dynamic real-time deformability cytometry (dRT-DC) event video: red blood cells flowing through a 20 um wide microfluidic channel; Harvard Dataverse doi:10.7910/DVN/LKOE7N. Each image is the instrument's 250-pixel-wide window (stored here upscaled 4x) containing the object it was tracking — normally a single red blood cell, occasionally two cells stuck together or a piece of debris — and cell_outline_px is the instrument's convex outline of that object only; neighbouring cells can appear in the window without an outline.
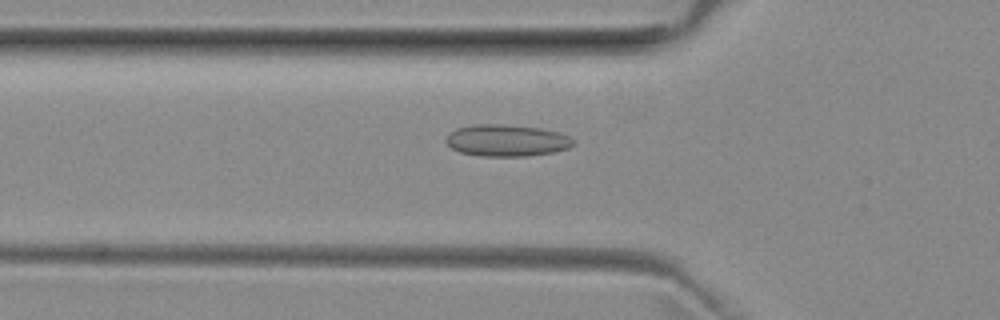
{"species": "common noctule bat (a hibernating species)", "species_latin": "Nyctalus noctula", "temperature_condition": "room temperature", "stored_images_in_passage": 48, "camera_frame_rate_fps": 3000, "um_per_image_px": 0.085, "animal": {"sex": "female", "body_mass_g": 29.2, "forearm_length_mm": 56.3}, "frame": {"image": 1, "passage_image": 17, "time_ms": 5.333, "image_size_px": [1000, 320], "cell_outline_px": [[576, 144], [568, 148], [552, 152], [524, 156], [480, 156], [460, 152], [452, 148], [444, 140], [456, 128], [476, 124], [500, 124], [540, 128], [556, 132], [568, 136]], "centroid_in_image_um": [43.05, 11.94], "position_along_channel_um": 82.8, "area_um2": 23.29}}
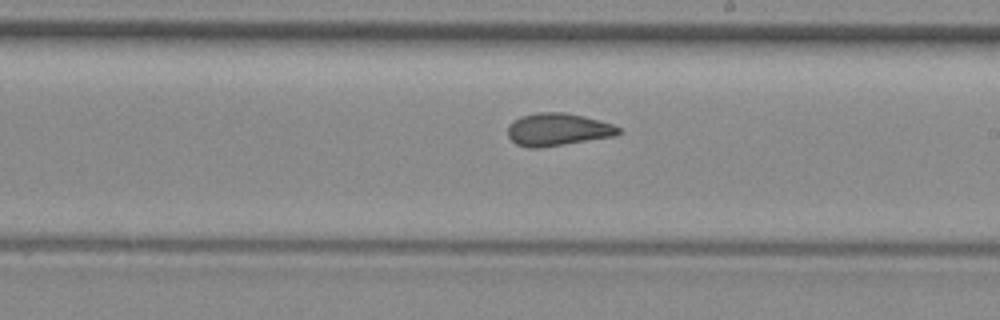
{"frame": {"image": 2, "passage_image": 29, "time_ms": 9.333, "image_size_px": [1000, 320], "cell_outline_px": [[620, 132], [616, 136], [536, 148], [528, 148], [516, 144], [508, 136], [508, 124], [512, 120], [520, 116], [536, 112], [564, 112], [584, 116], [600, 120], [612, 124], [620, 128]], "centroid_in_image_um": [47.38, 10.99], "position_along_channel_um": 241.6, "area_um2": 21.1}}
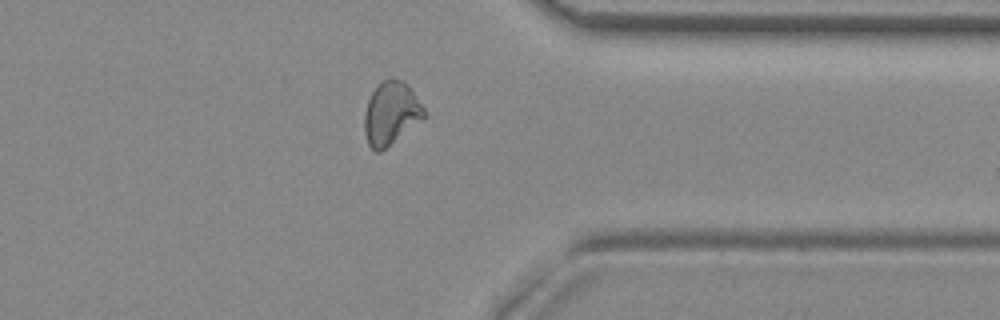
{"frame": {"image": 3, "passage_image": 40, "time_ms": 13.0, "image_size_px": [1000, 320], "cell_outline_px": [[428, 116], [424, 120], [380, 152], [376, 152], [368, 144], [364, 132], [364, 116], [368, 100], [372, 92], [388, 76], [392, 76], [404, 80], [408, 84], [424, 108]], "centroid_in_image_um": [33.27, 9.62], "position_along_channel_um": 378.1, "area_um2": 22.31}, "authors_computed_cell_mechanics": {"area_um2": 22.0507, "velocity_mm_per_s": 3.9601, "shape_relaxation_time_tau1_ms": null, "shape_relaxation_time_tau2_ms": 1.3509, "deformation_change_tau1": null, "deformation_change_tau2": 0.0636}}